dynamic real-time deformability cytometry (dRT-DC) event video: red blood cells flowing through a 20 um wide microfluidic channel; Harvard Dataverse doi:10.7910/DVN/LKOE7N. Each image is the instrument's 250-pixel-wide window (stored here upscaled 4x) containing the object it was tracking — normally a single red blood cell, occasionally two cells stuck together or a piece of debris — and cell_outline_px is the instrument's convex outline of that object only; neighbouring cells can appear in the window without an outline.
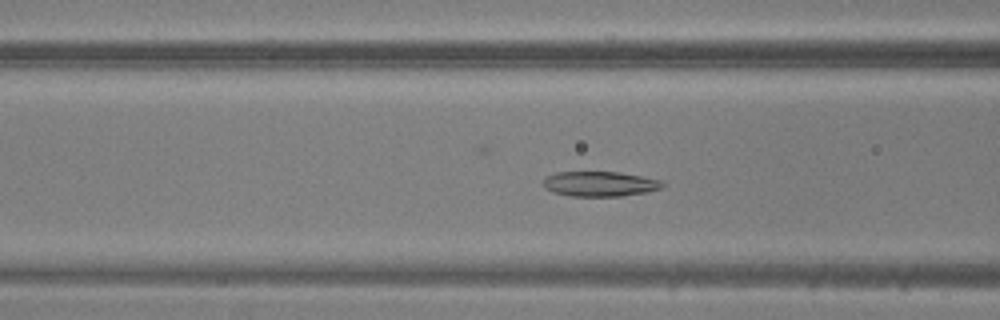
{"species": "common noctule bat (a hibernating species)", "species_latin": "Nyctalus noctula", "temperature_condition": "warm", "stored_images_in_passage": 49, "camera_frame_rate_fps": 3000, "um_per_image_px": 0.085, "animal": {"sex": "male", "body_mass_g": 20.5, "forearm_length_mm": 52.5}, "frame": {"image": 1, "passage_image": 18, "time_ms": 5.667, "image_size_px": [1000, 320], "cell_outline_px": [[664, 188], [624, 196], [568, 196], [552, 192], [544, 188], [544, 180], [548, 176], [556, 172], [620, 172], [660, 180], [664, 184]], "centroid_in_image_um": [50.98, 15.64], "position_along_channel_um": 115.6, "area_um2": 17.34}}
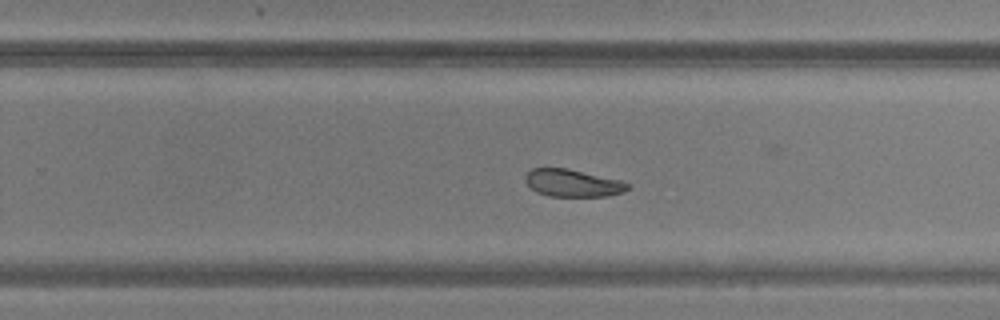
{"frame": {"image": 2, "passage_image": 30, "time_ms": 9.667, "image_size_px": [1000, 320], "cell_outline_px": [[632, 188], [624, 192], [608, 196], [548, 196], [536, 192], [524, 180], [524, 176], [532, 168], [568, 168], [620, 180], [632, 184]], "centroid_in_image_um": [48.72, 15.56], "position_along_channel_um": 281.1, "area_um2": 16.53}}
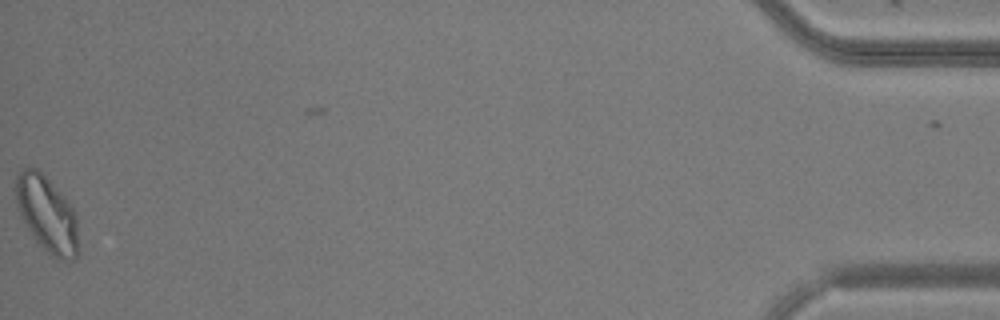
{"frame": {"image": 3, "passage_image": 48, "time_ms": 15.667, "image_size_px": [1000, 320], "cell_outline_px": [[80, 252], [76, 260], [60, 260], [52, 256], [36, 244], [20, 216], [16, 208], [12, 188], [16, 176], [20, 168], [36, 168], [68, 200], [76, 212], [80, 248]], "centroid_in_image_um": [3.97, 18.24], "position_along_channel_um": 431.2, "area_um2": 28.96}}